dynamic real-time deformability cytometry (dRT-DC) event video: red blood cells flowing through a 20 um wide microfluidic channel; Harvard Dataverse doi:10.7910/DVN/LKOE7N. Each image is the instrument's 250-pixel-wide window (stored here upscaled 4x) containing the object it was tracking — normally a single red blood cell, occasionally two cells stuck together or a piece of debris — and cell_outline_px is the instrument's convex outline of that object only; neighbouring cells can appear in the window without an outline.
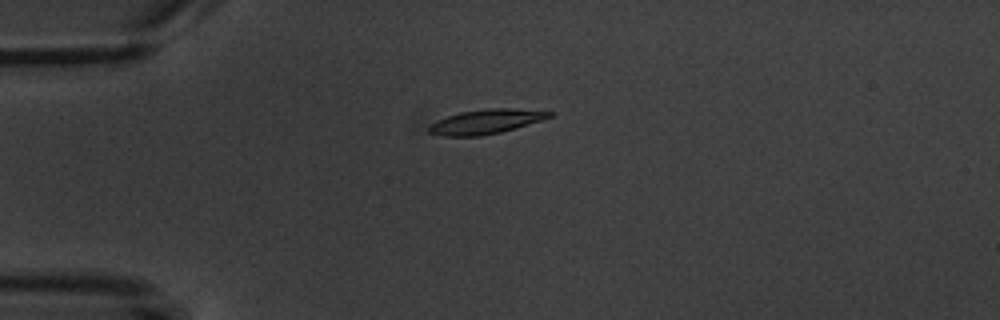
{"species": "common noctule bat (a hibernating species)", "species_latin": "Nyctalus noctula", "temperature_condition": "warm", "stored_images_in_passage": 4, "camera_frame_rate_fps": 3000, "um_per_image_px": 0.085, "animal": {"sex": "male", "body_mass_g": 20.1, "forearm_length_mm": 53.5}, "frame": {"image": 1, "passage_image": 3, "time_ms": 2.333, "image_size_px": [1000, 320], "cell_outline_px": [[556, 112], [552, 116], [544, 120], [516, 128], [500, 132], [480, 136], [444, 136], [428, 132], [428, 128], [436, 120], [460, 112], [484, 108], [512, 108]], "centroid_in_image_um": [41.35, 10.33], "position_along_channel_um": 43.7, "area_um2": 17.28}}